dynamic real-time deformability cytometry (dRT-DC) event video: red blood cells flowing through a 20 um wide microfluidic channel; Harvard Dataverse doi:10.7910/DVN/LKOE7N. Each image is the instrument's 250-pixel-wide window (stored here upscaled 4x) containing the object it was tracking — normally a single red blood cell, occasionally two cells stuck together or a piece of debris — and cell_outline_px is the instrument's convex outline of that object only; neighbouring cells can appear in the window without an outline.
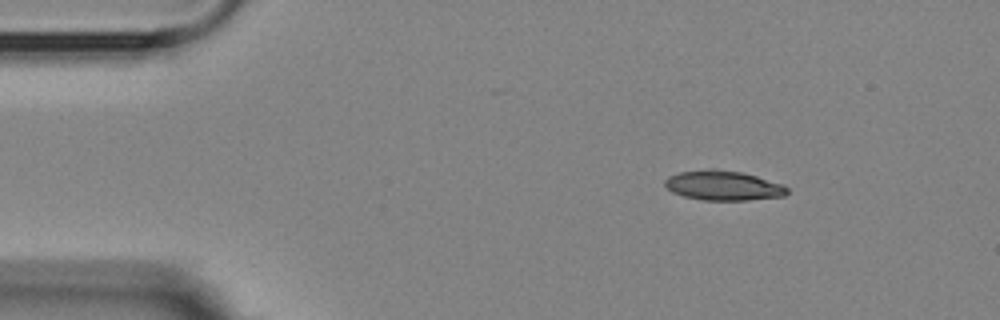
{"species": "Egyptian fruit bat (a non-hibernating species)", "species_latin": "Rousettus aegyptiacus", "temperature_condition": "room temperature", "stored_images_in_passage": 4, "camera_frame_rate_fps": 3000, "um_per_image_px": 0.085, "animal": {"sex": "female"}, "frame": {"image": 1, "passage_image": 1, "time_ms": 0.0, "image_size_px": [1000, 320], "cell_outline_px": [[788, 192], [784, 196], [748, 200], [704, 200], [684, 196], [672, 192], [664, 184], [664, 180], [668, 176], [680, 172], [708, 168], [716, 168], [744, 172], [784, 184], [788, 188]], "centroid_in_image_um": [61.49, 15.75], "position_along_channel_um": 23.5, "area_um2": 21.44}}
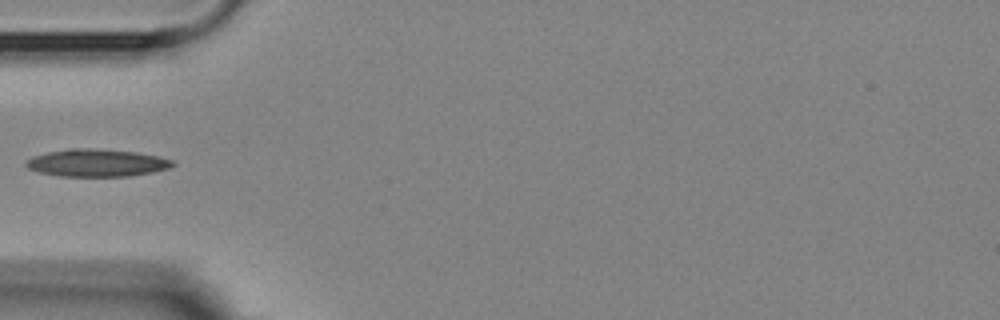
{"frame": {"image": 2, "passage_image": 4, "time_ms": 3.333, "image_size_px": [1000, 320], "cell_outline_px": [[176, 164], [168, 168], [152, 172], [128, 176], [60, 176], [40, 172], [28, 168], [24, 164], [24, 160], [32, 156], [48, 152], [68, 148], [92, 148], [136, 152], [156, 156], [172, 160]], "centroid_in_image_um": [8.17, 13.84], "position_along_channel_um": 76.8, "area_um2": 23.41}}